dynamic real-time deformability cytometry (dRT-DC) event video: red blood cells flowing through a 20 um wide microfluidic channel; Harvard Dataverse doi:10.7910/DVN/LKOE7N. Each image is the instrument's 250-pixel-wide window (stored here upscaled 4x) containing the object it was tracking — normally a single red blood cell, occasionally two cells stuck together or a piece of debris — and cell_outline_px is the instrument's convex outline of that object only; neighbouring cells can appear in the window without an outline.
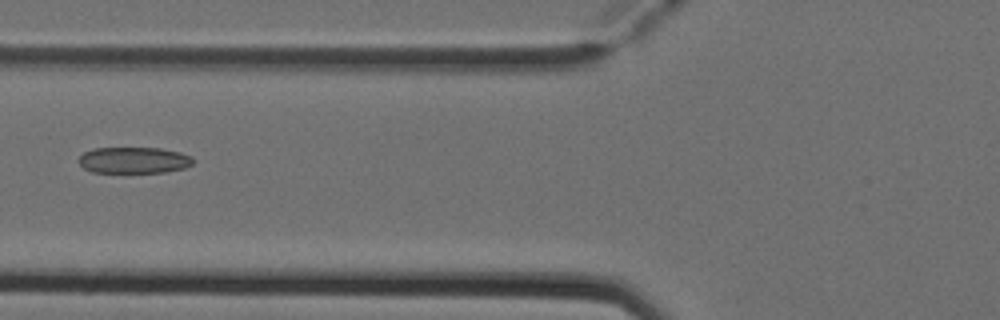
{"species": "Egyptian fruit bat (a non-hibernating species)", "species_latin": "Rousettus aegyptiacus", "temperature_condition": "cold", "stored_images_in_passage": 6, "camera_frame_rate_fps": 3000, "um_per_image_px": 0.085, "animal": {"sex": "female"}, "frame": {"image": 1, "passage_image": 5, "time_ms": 1.333, "image_size_px": [1000, 320], "cell_outline_px": [[196, 160], [192, 164], [184, 168], [164, 172], [92, 172], [84, 168], [76, 160], [84, 152], [92, 148], [160, 148], [180, 152], [192, 156]], "centroid_in_image_um": [11.38, 13.61], "position_along_channel_um": 114.4, "area_um2": 17.63}}
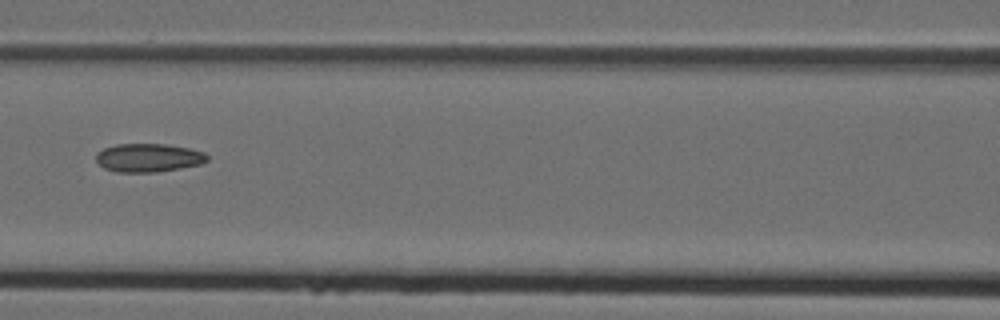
{"frame": {"image": 2, "passage_image": 6, "time_ms": 1.667, "image_size_px": [1000, 320], "cell_outline_px": [[208, 160], [200, 164], [180, 168], [156, 172], [116, 172], [104, 168], [96, 160], [96, 152], [104, 148], [116, 144], [164, 144], [188, 148], [204, 152], [208, 156]], "centroid_in_image_um": [12.6, 13.41], "position_along_channel_um": 154.0, "area_um2": 18.38}}